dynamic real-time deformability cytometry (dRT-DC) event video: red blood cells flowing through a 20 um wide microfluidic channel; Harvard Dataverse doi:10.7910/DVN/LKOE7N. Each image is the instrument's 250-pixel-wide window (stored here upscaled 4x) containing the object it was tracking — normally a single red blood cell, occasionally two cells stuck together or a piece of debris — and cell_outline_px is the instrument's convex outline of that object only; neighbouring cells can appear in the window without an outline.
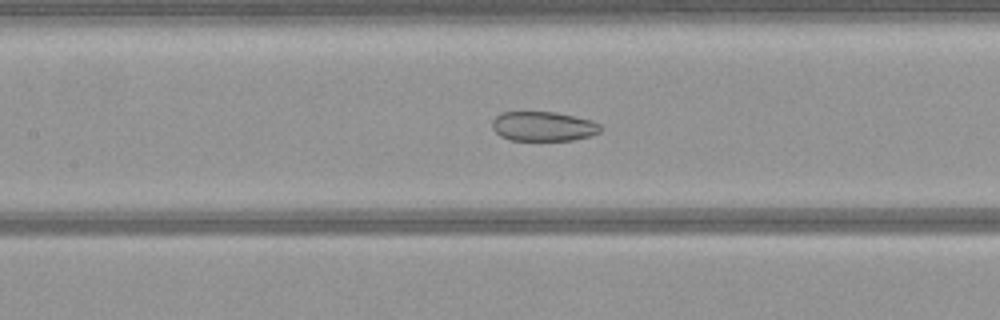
{"species": "common noctule bat (a hibernating species)", "species_latin": "Nyctalus noctula", "temperature_condition": "warm", "stored_images_in_passage": 52, "camera_frame_rate_fps": 3000, "um_per_image_px": 0.085, "animal": {"sex": "female", "body_mass_g": 21.9}, "frame": {"image": 1, "passage_image": 23, "time_ms": 7.333, "image_size_px": [1000, 320], "cell_outline_px": [[604, 128], [600, 132], [592, 136], [572, 140], [508, 140], [500, 136], [492, 128], [492, 120], [500, 112], [556, 112], [592, 120], [600, 124]], "centroid_in_image_um": [46.2, 10.74], "position_along_channel_um": 161.2, "area_um2": 18.9}}
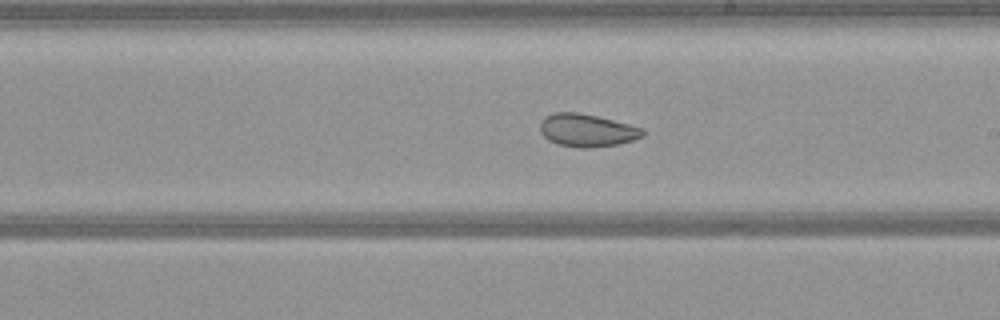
{"frame": {"image": 2, "passage_image": 29, "time_ms": 9.333, "image_size_px": [1000, 320], "cell_outline_px": [[644, 136], [632, 140], [616, 144], [588, 148], [580, 148], [556, 144], [548, 140], [540, 132], [540, 124], [544, 116], [556, 112], [576, 112], [596, 116], [644, 128]], "centroid_in_image_um": [49.86, 11.08], "position_along_channel_um": 239.1, "area_um2": 19.54}}
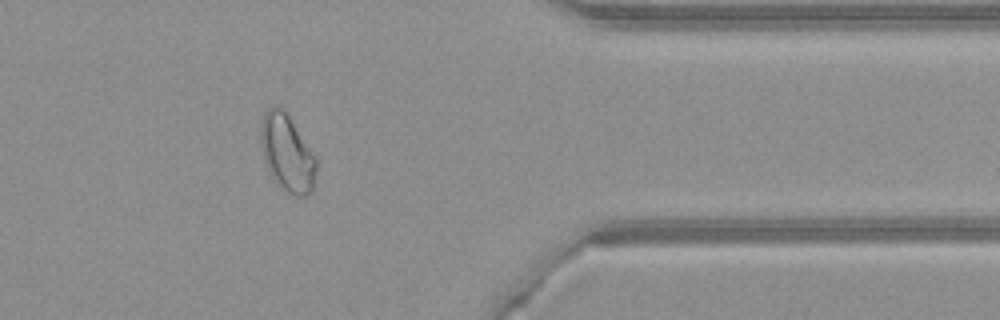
{"frame": {"image": 3, "passage_image": 42, "time_ms": 13.667, "image_size_px": [1000, 320], "cell_outline_px": [[316, 168], [312, 192], [304, 196], [296, 196], [280, 188], [276, 184], [264, 160], [260, 140], [260, 124], [264, 112], [268, 108], [276, 104], [280, 104], [316, 156]], "centroid_in_image_um": [24.38, 12.99], "position_along_channel_um": 387.0, "area_um2": 25.03}}